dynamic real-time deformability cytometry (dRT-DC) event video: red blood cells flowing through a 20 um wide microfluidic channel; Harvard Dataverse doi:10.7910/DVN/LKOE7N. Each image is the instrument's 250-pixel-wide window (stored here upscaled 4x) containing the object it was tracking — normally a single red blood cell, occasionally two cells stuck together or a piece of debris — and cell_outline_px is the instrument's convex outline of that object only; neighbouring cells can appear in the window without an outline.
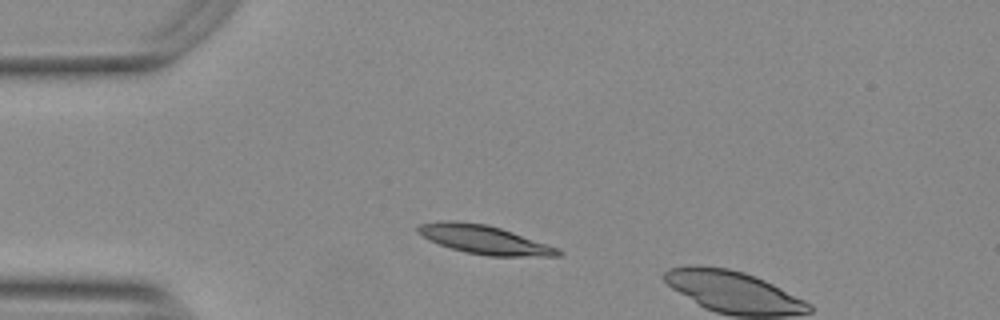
{"species": "Egyptian fruit bat (a non-hibernating species)", "species_latin": "Rousettus aegyptiacus", "temperature_condition": "warm", "stored_images_in_passage": 3, "camera_frame_rate_fps": 3000, "um_per_image_px": 0.085, "animal": {"sex": "female"}, "frame": {"image": 1, "passage_image": 1, "time_ms": 0.0, "image_size_px": [1000, 320], "cell_outline_px": [[564, 252], [560, 256], [488, 256], [464, 252], [428, 240], [416, 232], [416, 228], [420, 224], [444, 220], [456, 220], [488, 224], [560, 248]], "centroid_in_image_um": [41.16, 20.36], "position_along_channel_um": 43.8, "area_um2": 23.58}}